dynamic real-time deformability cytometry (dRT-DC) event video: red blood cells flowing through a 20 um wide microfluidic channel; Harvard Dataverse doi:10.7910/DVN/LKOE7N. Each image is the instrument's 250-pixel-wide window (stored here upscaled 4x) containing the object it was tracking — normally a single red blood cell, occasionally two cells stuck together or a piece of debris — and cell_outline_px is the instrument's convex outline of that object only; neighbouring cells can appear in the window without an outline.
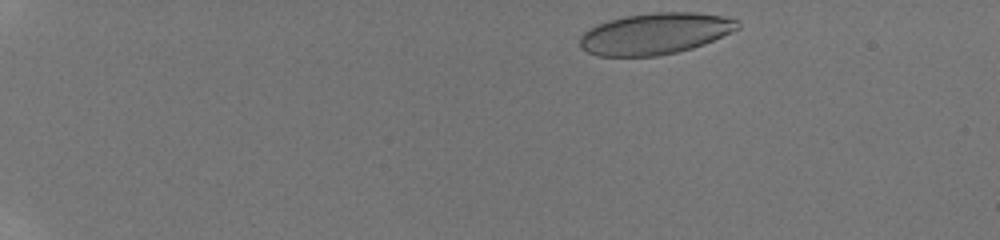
{"species": "human", "species_latin": "Homo sapiens", "temperature_condition": "room temperature", "stored_images_in_passage": 13, "camera_frame_rate_fps": 3000, "um_per_image_px": 0.085, "donor": {"sex": "male"}, "frame": {"image": 1, "passage_image": 1, "time_ms": 0.0, "image_size_px": [1000, 240], "cell_outline_px": [[740, 28], [704, 44], [692, 48], [676, 52], [656, 56], [596, 56], [580, 48], [580, 36], [588, 28], [596, 24], [608, 20], [624, 16], [656, 12], [696, 12], [720, 16], [736, 20], [740, 24]], "centroid_in_image_um": [55.64, 2.86], "position_along_channel_um": 29.4, "area_um2": 38.03}}
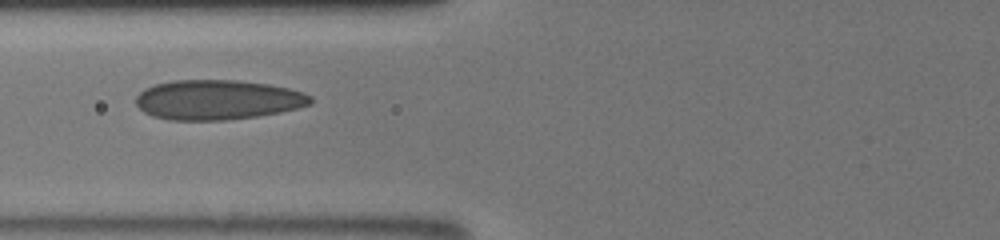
{"frame": {"image": 2, "passage_image": 10, "time_ms": 5.0, "image_size_px": [1000, 240], "cell_outline_px": [[312, 104], [280, 112], [256, 116], [228, 120], [168, 120], [152, 116], [144, 112], [136, 104], [136, 96], [144, 88], [156, 84], [172, 80], [236, 80], [268, 84], [288, 88], [304, 92], [312, 96]], "centroid_in_image_um": [18.49, 8.48], "position_along_channel_um": 107.3, "area_um2": 40.63}}
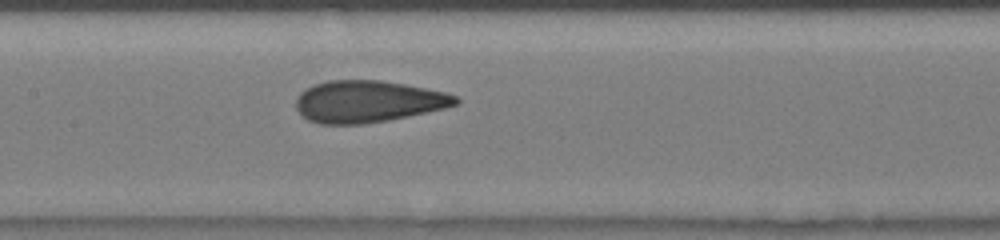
{"frame": {"image": 3, "passage_image": 13, "time_ms": 6.667, "image_size_px": [1000, 240], "cell_outline_px": [[460, 100], [456, 104], [444, 108], [408, 116], [388, 120], [364, 124], [320, 124], [308, 120], [296, 108], [296, 96], [300, 92], [316, 84], [328, 80], [380, 80], [404, 84], [444, 92], [456, 96]], "centroid_in_image_um": [31.25, 8.63], "position_along_channel_um": 176.2, "area_um2": 38.67}}